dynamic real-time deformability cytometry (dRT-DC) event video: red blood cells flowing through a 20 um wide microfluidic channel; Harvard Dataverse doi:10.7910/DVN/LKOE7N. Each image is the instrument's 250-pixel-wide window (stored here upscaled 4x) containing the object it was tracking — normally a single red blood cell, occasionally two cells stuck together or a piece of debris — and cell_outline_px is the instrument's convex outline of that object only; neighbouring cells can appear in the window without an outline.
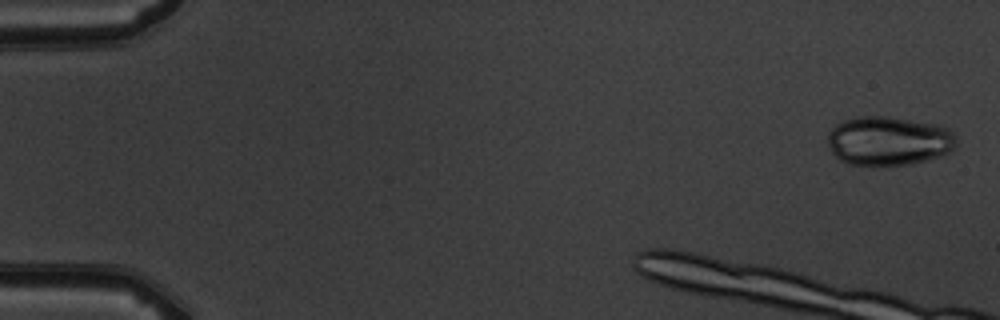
{"species": "common noctule bat (a hibernating species)", "species_latin": "Nyctalus noctula", "temperature_condition": "warm", "stored_images_in_passage": 4, "camera_frame_rate_fps": 3000, "um_per_image_px": 0.085, "animal": {"sex": "male", "body_mass_g": 19.5, "forearm_length_mm": 54.6}, "frame": {"image": 1, "passage_image": 1, "time_ms": 0.0, "image_size_px": [1000, 320], "cell_outline_px": [[956, 144], [948, 152], [940, 156], [928, 160], [912, 164], [848, 164], [840, 160], [832, 152], [828, 144], [828, 132], [836, 124], [844, 120], [860, 116], [888, 116], [936, 124], [948, 128], [956, 132]], "centroid_in_image_um": [75.55, 11.96], "position_along_channel_um": 9.4, "area_um2": 36.76}}